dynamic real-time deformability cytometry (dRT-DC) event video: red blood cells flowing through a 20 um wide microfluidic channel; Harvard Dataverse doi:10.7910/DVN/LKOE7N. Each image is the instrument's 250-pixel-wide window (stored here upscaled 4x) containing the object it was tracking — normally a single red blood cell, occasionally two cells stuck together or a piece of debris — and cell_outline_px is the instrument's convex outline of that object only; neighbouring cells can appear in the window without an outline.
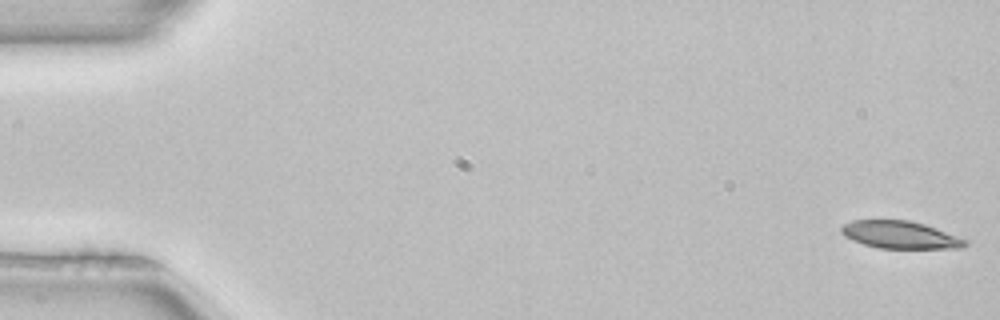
{"species": "common noctule bat (a hibernating species)", "species_latin": "Nyctalus noctula", "temperature_condition": "room temperature", "stored_images_in_passage": 5, "camera_frame_rate_fps": 3000, "um_per_image_px": 0.085, "animal": {"sex": "female", "body_mass_g": 22.7, "forearm_length_mm": 54.2}, "frame": {"image": 1, "passage_image": 1, "time_ms": 0.0, "image_size_px": [1000, 320], "cell_outline_px": [[968, 244], [960, 248], [880, 248], [864, 244], [852, 240], [844, 236], [840, 232], [840, 228], [844, 224], [852, 220], [908, 220], [924, 224], [936, 228], [968, 240]], "centroid_in_image_um": [76.5, 19.96], "position_along_channel_um": 8.5, "area_um2": 19.77}}
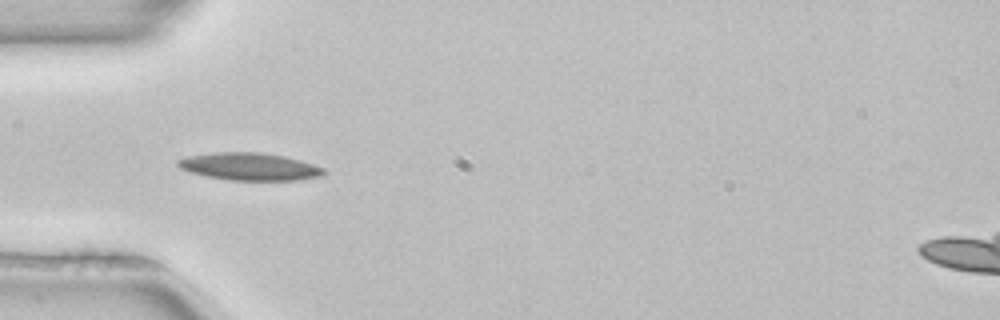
{"frame": {"image": 2, "passage_image": 4, "time_ms": 1.0, "image_size_px": [1000, 320], "cell_outline_px": [[328, 172], [324, 176], [296, 180], [228, 180], [188, 172], [180, 168], [176, 164], [176, 160], [188, 156], [212, 152], [260, 152], [284, 156], [300, 160], [324, 168]], "centroid_in_image_um": [21.21, 14.16], "position_along_channel_um": 63.8, "area_um2": 23.52}}